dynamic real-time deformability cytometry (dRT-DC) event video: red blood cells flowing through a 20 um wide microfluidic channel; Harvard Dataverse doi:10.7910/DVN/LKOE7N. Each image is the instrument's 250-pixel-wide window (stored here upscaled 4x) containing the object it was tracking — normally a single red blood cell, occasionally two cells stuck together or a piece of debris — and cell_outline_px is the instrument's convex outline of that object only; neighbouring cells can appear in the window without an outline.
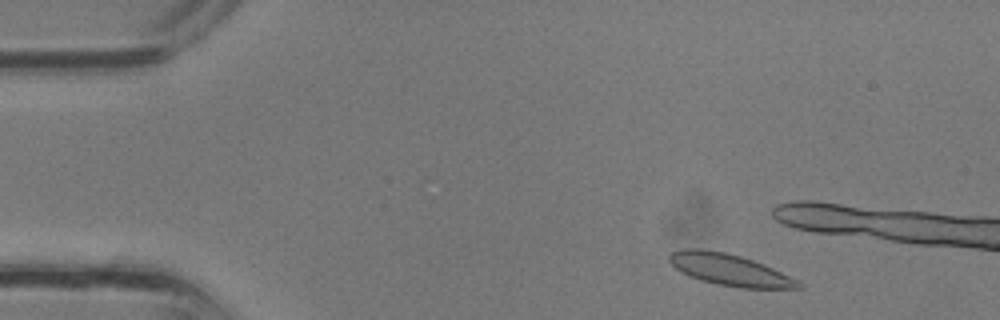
{"species": "common noctule bat (a hibernating species)", "species_latin": "Nyctalus noctula", "temperature_condition": "room temperature", "stored_images_in_passage": 8, "camera_frame_rate_fps": 3000, "um_per_image_px": 0.085, "animal": {"sex": "male", "body_mass_g": 13.3}, "frame": {"image": 1, "passage_image": 2, "time_ms": 0.333, "image_size_px": [1000, 320], "cell_outline_px": [[804, 288], [740, 288], [716, 284], [700, 280], [688, 276], [680, 272], [668, 260], [668, 256], [672, 252], [688, 248], [700, 248], [724, 252], [740, 256], [764, 264], [796, 280]], "centroid_in_image_um": [61.96, 22.93], "position_along_channel_um": 23.0, "area_um2": 23.52}}